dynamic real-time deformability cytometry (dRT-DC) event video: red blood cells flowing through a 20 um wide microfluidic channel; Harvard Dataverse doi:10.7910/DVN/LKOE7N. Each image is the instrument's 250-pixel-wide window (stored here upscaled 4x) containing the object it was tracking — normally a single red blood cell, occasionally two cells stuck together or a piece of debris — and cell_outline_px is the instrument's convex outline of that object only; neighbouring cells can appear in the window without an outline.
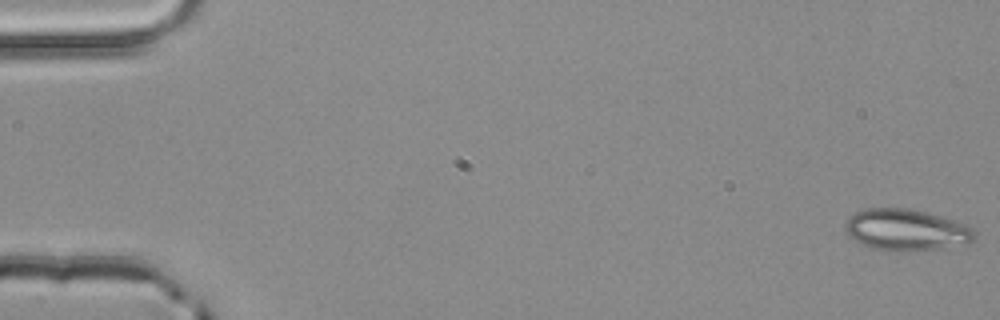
{"species": "common noctule bat (a hibernating species)", "species_latin": "Nyctalus noctula", "temperature_condition": "room temperature", "stored_images_in_passage": 4, "camera_frame_rate_fps": 3000, "um_per_image_px": 0.085, "animal": {"sex": "male", "body_mass_g": 20.4}, "frame": {"image": 1, "passage_image": 1, "time_ms": 0.0, "image_size_px": [1000, 320], "cell_outline_px": [[976, 236], [968, 244], [940, 248], [900, 252], [872, 248], [856, 240], [844, 228], [844, 224], [856, 212], [864, 208], [908, 208], [940, 216], [964, 224], [972, 228], [976, 232]], "centroid_in_image_um": [77.05, 19.54], "position_along_channel_um": 7.9, "area_um2": 30.92}}